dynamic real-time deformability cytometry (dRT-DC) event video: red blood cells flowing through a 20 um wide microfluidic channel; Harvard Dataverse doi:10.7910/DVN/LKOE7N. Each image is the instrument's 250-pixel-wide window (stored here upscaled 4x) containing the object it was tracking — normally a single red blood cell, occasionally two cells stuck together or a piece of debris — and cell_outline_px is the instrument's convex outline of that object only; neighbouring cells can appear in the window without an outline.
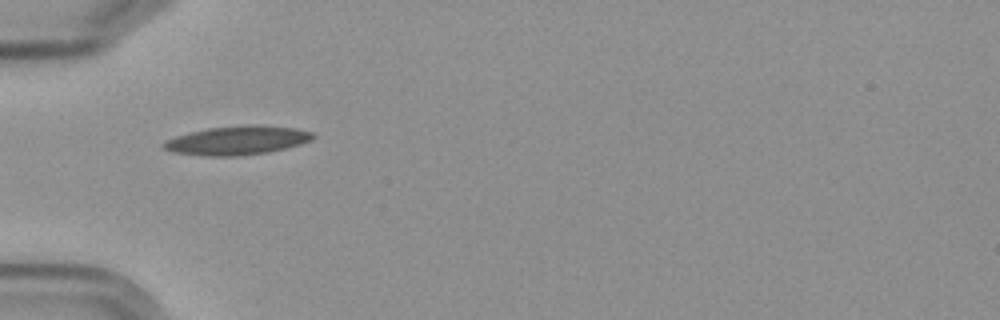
{"species": "Egyptian fruit bat (a non-hibernating species)", "species_latin": "Rousettus aegyptiacus", "temperature_condition": "cold", "stored_images_in_passage": 6, "camera_frame_rate_fps": 3000, "um_per_image_px": 0.085, "frame": {"image": 1, "passage_image": 5, "time_ms": 5.667, "image_size_px": [1000, 320], "cell_outline_px": [[316, 136], [312, 140], [300, 144], [268, 152], [240, 156], [204, 156], [172, 152], [160, 148], [160, 144], [164, 140], [176, 136], [208, 128], [248, 124], [256, 124], [296, 128], [312, 132]], "centroid_in_image_um": [20.13, 11.93], "position_along_channel_um": 64.9, "area_um2": 25.37}}
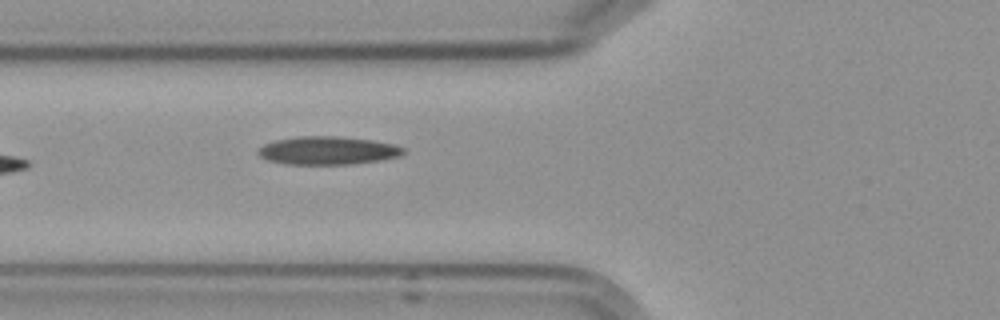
{"frame": {"image": 2, "passage_image": 6, "time_ms": 6.667, "image_size_px": [1000, 320], "cell_outline_px": [[404, 152], [400, 156], [380, 160], [352, 164], [284, 164], [268, 160], [260, 156], [256, 152], [264, 144], [276, 140], [296, 136], [336, 136], [372, 140], [396, 144], [404, 148]], "centroid_in_image_um": [27.86, 12.79], "position_along_channel_um": 97.9, "area_um2": 23.87}}